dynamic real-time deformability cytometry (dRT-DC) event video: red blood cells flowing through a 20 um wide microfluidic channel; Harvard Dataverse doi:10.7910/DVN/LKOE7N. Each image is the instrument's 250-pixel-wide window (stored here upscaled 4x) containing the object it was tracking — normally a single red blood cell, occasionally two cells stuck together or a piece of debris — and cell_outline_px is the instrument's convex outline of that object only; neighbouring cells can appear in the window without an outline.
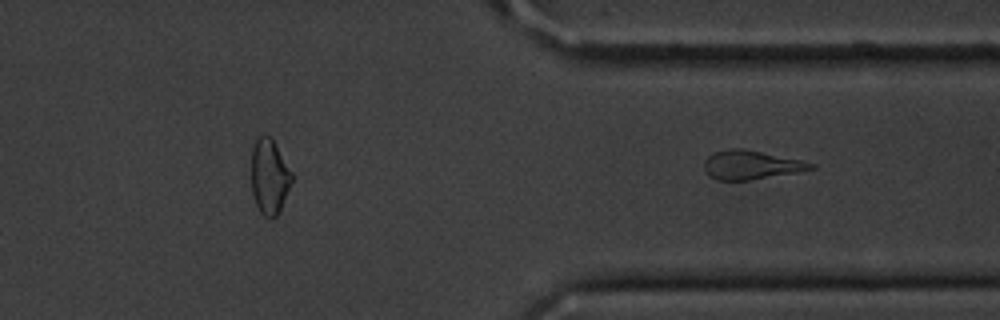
{"species": "common noctule bat (a hibernating species)", "species_latin": "Nyctalus noctula", "temperature_condition": "cold", "stored_images_in_passage": 10, "camera_frame_rate_fps": 3000, "um_per_image_px": 0.085, "animal": {"sex": "male", "body_mass_g": 20.1, "forearm_length_mm": 53.5}, "frame": {"image": 1, "passage_image": 10, "time_ms": 10.667, "image_size_px": [1000, 320], "cell_outline_px": [[816, 168], [796, 172], [748, 180], [716, 180], [708, 176], [704, 172], [704, 160], [708, 156], [716, 152], [728, 148], [744, 148], [800, 160], [816, 164]], "centroid_in_image_um": [63.79, 14.01], "position_along_channel_um": 347.6, "area_um2": 17.92}}